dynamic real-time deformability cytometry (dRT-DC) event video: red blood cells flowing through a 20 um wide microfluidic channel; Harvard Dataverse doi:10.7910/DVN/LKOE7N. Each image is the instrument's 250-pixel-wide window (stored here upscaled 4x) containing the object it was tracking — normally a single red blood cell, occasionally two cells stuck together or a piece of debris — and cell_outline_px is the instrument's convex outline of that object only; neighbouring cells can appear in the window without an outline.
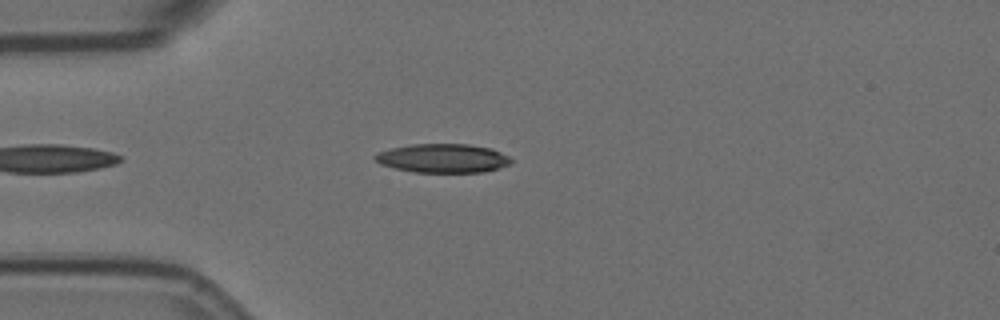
{"species": "Egyptian fruit bat (a non-hibernating species)", "species_latin": "Rousettus aegyptiacus", "temperature_condition": "room temperature", "stored_images_in_passage": 45, "camera_frame_rate_fps": 3000, "um_per_image_px": 0.085, "animal": {"sex": "female"}, "frame": {"image": 1, "passage_image": 6, "time_ms": 1.667, "image_size_px": [1000, 320], "cell_outline_px": [[512, 164], [484, 172], [416, 172], [396, 168], [380, 164], [372, 156], [376, 152], [392, 148], [412, 144], [468, 144], [492, 148], [508, 156], [512, 160]], "centroid_in_image_um": [37.65, 13.45], "position_along_channel_um": 47.3, "area_um2": 22.89}}
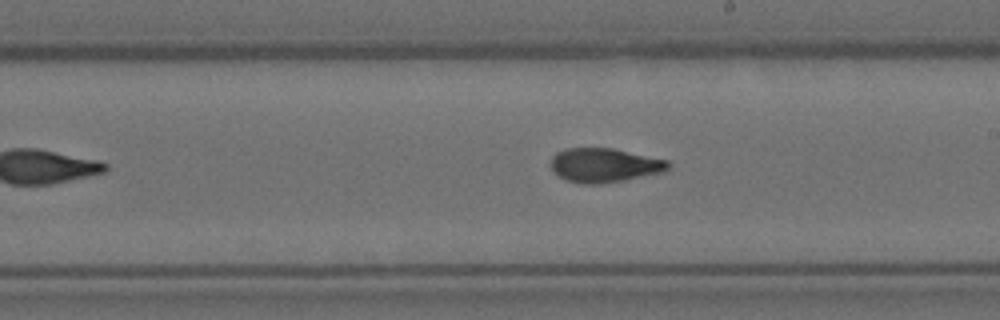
{"frame": {"image": 2, "passage_image": 23, "time_ms": 7.333, "image_size_px": [1000, 320], "cell_outline_px": [[672, 164], [668, 168], [660, 172], [624, 180], [600, 184], [580, 184], [564, 180], [552, 172], [552, 156], [556, 152], [568, 148], [612, 148], [668, 160]], "centroid_in_image_um": [51.33, 14.05], "position_along_channel_um": 237.7, "area_um2": 23.35}}
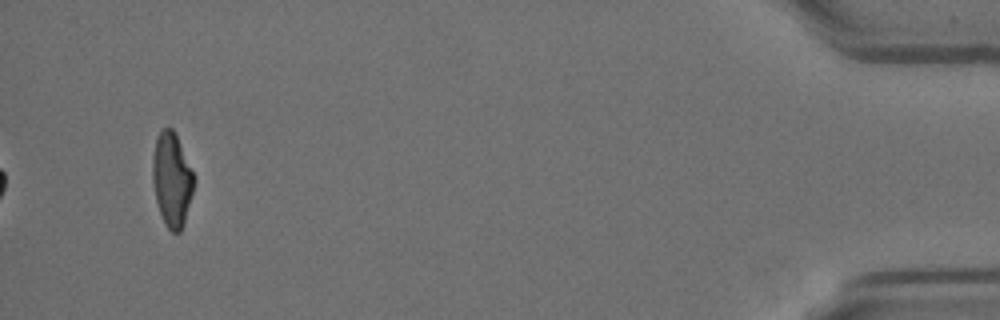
{"frame": {"image": 3, "passage_image": 45, "time_ms": 14.667, "image_size_px": [1000, 320], "cell_outline_px": [[196, 180], [184, 224], [180, 232], [172, 232], [164, 224], [156, 200], [152, 180], [152, 156], [156, 136], [164, 128], [172, 128], [196, 176]], "centroid_in_image_um": [14.61, 15.27], "position_along_channel_um": 420.6, "area_um2": 22.83}, "authors_computed_cell_mechanics": {"area_um2": 23.409, "velocity_mm_per_s": 3.5916, "shape_relaxation_time_tau1_ms": 6.6505, "shape_relaxation_time_tau2_ms": 2.2707, "deformation_change_tau1": 0.2188, "deformation_change_tau2": 0.0829}}